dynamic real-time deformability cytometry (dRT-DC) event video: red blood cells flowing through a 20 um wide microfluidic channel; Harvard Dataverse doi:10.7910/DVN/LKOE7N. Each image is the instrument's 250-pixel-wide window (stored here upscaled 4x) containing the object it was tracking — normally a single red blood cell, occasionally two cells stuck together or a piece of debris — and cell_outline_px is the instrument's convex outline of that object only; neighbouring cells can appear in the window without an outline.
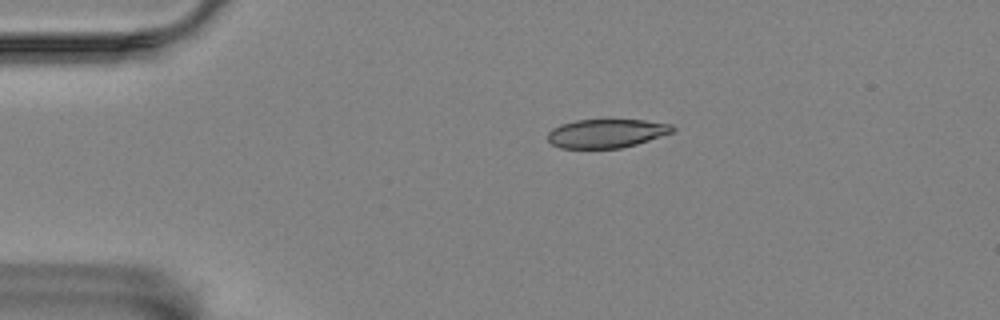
{"species": "Egyptian fruit bat (a non-hibernating species)", "species_latin": "Rousettus aegyptiacus", "temperature_condition": "room temperature", "stored_images_in_passage": 47, "camera_frame_rate_fps": 3000, "um_per_image_px": 0.085, "animal": {"sex": "female"}, "frame": {"image": 1, "passage_image": 2, "time_ms": 0.333, "image_size_px": [1000, 320], "cell_outline_px": [[676, 128], [672, 132], [636, 144], [620, 148], [560, 148], [552, 144], [548, 140], [548, 132], [552, 128], [560, 124], [576, 120], [644, 120], [672, 124]], "centroid_in_image_um": [51.53, 11.33], "position_along_channel_um": 33.5, "area_um2": 20.81}}
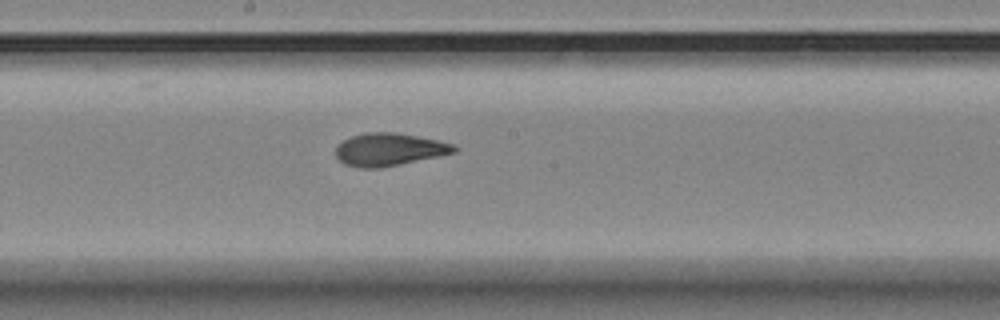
{"frame": {"image": 2, "passage_image": 21, "time_ms": 6.667, "image_size_px": [1000, 320], "cell_outline_px": [[456, 152], [380, 168], [360, 168], [344, 164], [336, 156], [336, 148], [344, 140], [352, 136], [364, 132], [396, 132], [456, 144]], "centroid_in_image_um": [33.06, 12.7], "position_along_channel_um": 215.1, "area_um2": 22.31}}
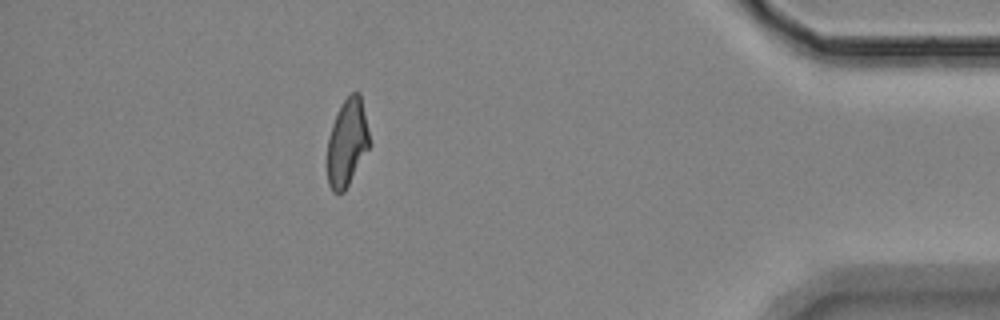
{"frame": {"image": 3, "passage_image": 41, "time_ms": 13.333, "image_size_px": [1000, 320], "cell_outline_px": [[372, 144], [344, 192], [332, 192], [328, 184], [328, 136], [332, 124], [340, 104], [352, 92], [360, 92]], "centroid_in_image_um": [29.53, 12.11], "position_along_channel_um": 405.7, "area_um2": 21.68}, "authors_computed_cell_mechanics": {"area_um2": 22.4264, "velocity_mm_per_s": 3.5302, "shape_relaxation_time_tau1_ms": 6.2557, "shape_relaxation_time_tau2_ms": 2.0452, "deformation_change_tau1": 0.1786, "deformation_change_tau2": 0.0868}}